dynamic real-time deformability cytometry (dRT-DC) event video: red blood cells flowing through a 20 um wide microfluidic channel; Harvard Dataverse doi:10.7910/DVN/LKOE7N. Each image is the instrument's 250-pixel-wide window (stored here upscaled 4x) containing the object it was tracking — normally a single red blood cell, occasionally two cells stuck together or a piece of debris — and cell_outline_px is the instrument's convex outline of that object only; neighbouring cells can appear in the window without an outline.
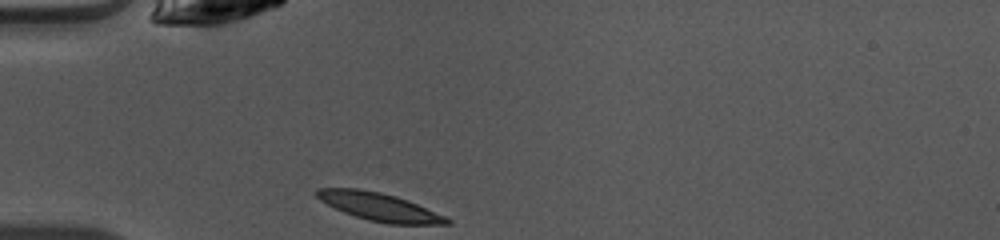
{"species": "common noctule bat (a hibernating species)", "species_latin": "Nyctalus noctula", "temperature_condition": "warm", "stored_images_in_passage": 36, "camera_frame_rate_fps": 3000, "um_per_image_px": 0.085, "animal": {"sex": "female", "body_mass_g": 10.0, "forearm_length_mm": 53.1}, "frame": {"image": 1, "passage_image": 1, "time_ms": 0.0, "image_size_px": [1000, 240], "cell_outline_px": [[452, 224], [388, 224], [368, 220], [344, 212], [320, 200], [312, 192], [316, 188], [360, 188], [380, 192], [396, 196], [408, 200], [444, 216], [452, 220]], "centroid_in_image_um": [32.21, 17.57], "position_along_channel_um": 52.8, "area_um2": 21.15}}
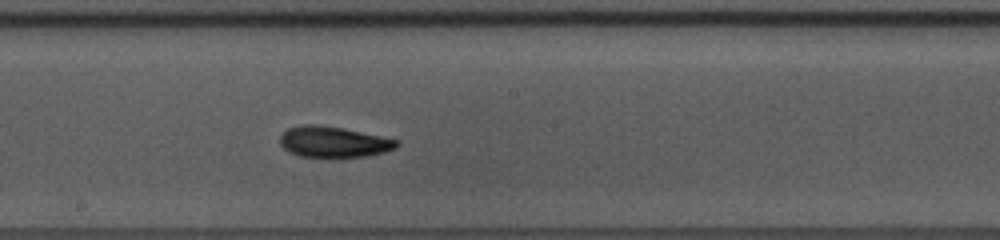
{"frame": {"image": 2, "passage_image": 14, "time_ms": 4.333, "image_size_px": [1000, 240], "cell_outline_px": [[400, 144], [396, 148], [384, 152], [368, 156], [300, 156], [288, 152], [280, 144], [280, 136], [288, 128], [304, 124], [316, 124], [344, 128], [400, 140]], "centroid_in_image_um": [28.37, 12.04], "position_along_channel_um": 219.8, "area_um2": 20.92}}
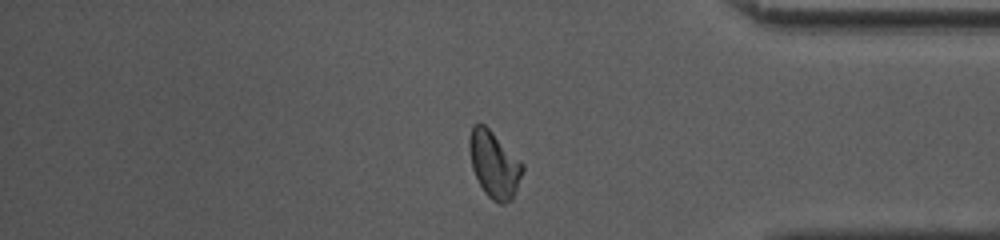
{"frame": {"image": 3, "passage_image": 28, "time_ms": 9.0, "image_size_px": [1000, 240], "cell_outline_px": [[524, 168], [512, 200], [504, 204], [500, 204], [492, 200], [484, 192], [472, 168], [468, 148], [468, 140], [472, 124], [484, 124], [524, 164]], "centroid_in_image_um": [41.98, 13.98], "position_along_channel_um": 393.2, "area_um2": 20.52}, "authors_computed_cell_mechanics": {"area_um2": 20.5479, "velocity_mm_per_s": 4.0836, "shape_relaxation_time_tau1_ms": 6.6227, "shape_relaxation_time_tau2_ms": 2.7772, "deformation_change_tau1": 0.2066, "deformation_change_tau2": 0.0929}}